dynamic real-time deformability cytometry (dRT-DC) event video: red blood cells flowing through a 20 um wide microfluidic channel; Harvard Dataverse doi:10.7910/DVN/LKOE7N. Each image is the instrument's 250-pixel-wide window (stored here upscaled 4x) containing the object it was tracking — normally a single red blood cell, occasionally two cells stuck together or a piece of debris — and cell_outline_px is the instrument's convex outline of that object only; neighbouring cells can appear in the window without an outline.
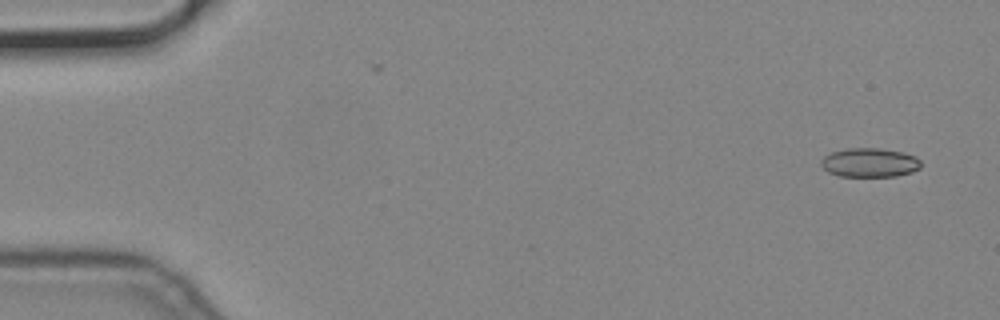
{"species": "common noctule bat (a hibernating species)", "species_latin": "Nyctalus noctula", "temperature_condition": "cold", "stored_images_in_passage": 5, "camera_frame_rate_fps": 3000, "um_per_image_px": 0.085, "animal": {"sex": "male", "body_mass_g": 19.2, "forearm_length_mm": 51.8}, "frame": {"image": 1, "passage_image": 1, "time_ms": 0.0, "image_size_px": [1000, 320], "cell_outline_px": [[920, 168], [912, 172], [896, 176], [840, 176], [828, 172], [820, 164], [820, 160], [824, 156], [832, 152], [848, 148], [880, 148], [900, 152], [916, 156], [920, 160]], "centroid_in_image_um": [73.91, 13.82], "position_along_channel_um": 11.1, "area_um2": 16.88}}
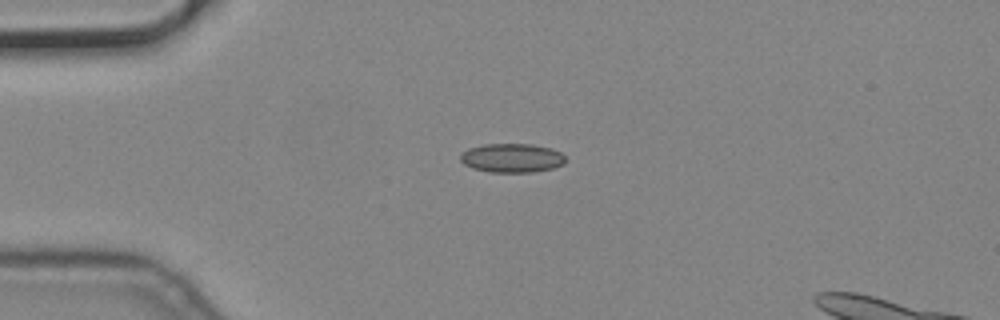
{"frame": {"image": 2, "passage_image": 4, "time_ms": 1.0, "image_size_px": [1000, 320], "cell_outline_px": [[564, 164], [552, 168], [532, 172], [488, 172], [472, 168], [464, 164], [460, 160], [460, 152], [468, 148], [484, 144], [532, 144], [552, 148], [560, 152], [564, 156]], "centroid_in_image_um": [43.47, 13.42], "position_along_channel_um": 41.5, "area_um2": 17.86}}